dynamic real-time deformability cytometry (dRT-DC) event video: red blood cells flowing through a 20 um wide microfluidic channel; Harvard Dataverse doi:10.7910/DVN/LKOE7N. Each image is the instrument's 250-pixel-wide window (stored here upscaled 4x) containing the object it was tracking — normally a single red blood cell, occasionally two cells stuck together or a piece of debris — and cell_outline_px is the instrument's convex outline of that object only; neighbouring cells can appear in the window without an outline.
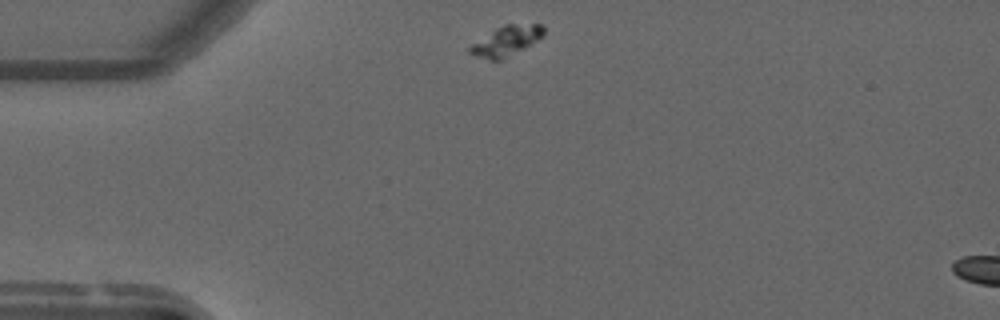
{"species": "common noctule bat (a hibernating species)", "species_latin": "Nyctalus noctula", "temperature_condition": "warm", "stored_images_in_passage": 5, "camera_frame_rate_fps": 3000, "um_per_image_px": 0.085, "animal": {"sex": "male", "forearm_length_mm": 52.5}, "frame": {"image": 1, "passage_image": 1, "time_ms": 0.0, "image_size_px": [1000, 320], "cell_outline_px": [[544, 32], [536, 40], [500, 60], [488, 60], [476, 56], [468, 52], [468, 48], [472, 44], [496, 28], [504, 24], [540, 24], [544, 28]], "centroid_in_image_um": [42.98, 3.47], "position_along_channel_um": 42.0, "area_um2": 12.37}}